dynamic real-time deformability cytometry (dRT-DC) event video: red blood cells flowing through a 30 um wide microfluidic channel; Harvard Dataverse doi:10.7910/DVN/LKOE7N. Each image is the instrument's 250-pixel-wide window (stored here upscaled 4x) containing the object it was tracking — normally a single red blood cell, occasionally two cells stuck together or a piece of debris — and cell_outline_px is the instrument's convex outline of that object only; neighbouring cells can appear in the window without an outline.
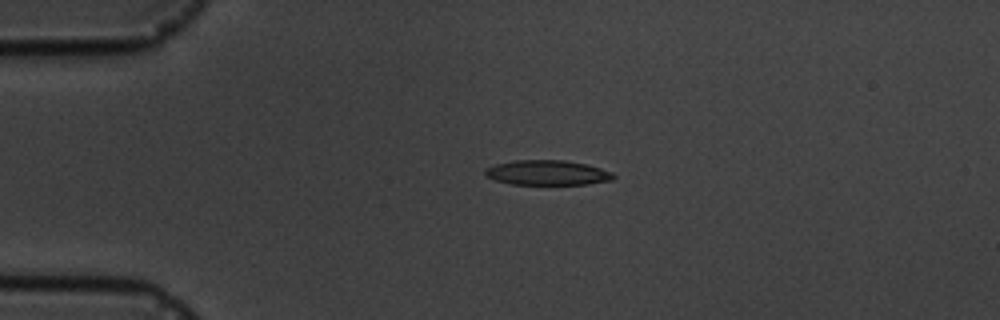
{"species": "common noctule bat (a hibernating species)", "species_latin": "Nyctalus noctula", "temperature_condition": "cold", "stored_images_in_passage": 5, "camera_frame_rate_fps": 3000, "um_per_image_px": 0.085, "animal": {"sex": "male", "body_mass_g": 19.5, "forearm_length_mm": 54.6}, "frame": {"image": 1, "passage_image": 4, "time_ms": 3.333, "image_size_px": [1000, 320], "cell_outline_px": [[616, 176], [612, 180], [588, 184], [512, 184], [496, 180], [484, 176], [484, 172], [488, 168], [496, 164], [516, 160], [564, 160], [588, 164], [612, 172]], "centroid_in_image_um": [46.55, 14.68], "position_along_channel_um": 38.4, "area_um2": 18.55}}